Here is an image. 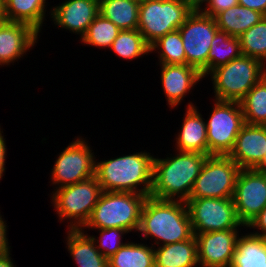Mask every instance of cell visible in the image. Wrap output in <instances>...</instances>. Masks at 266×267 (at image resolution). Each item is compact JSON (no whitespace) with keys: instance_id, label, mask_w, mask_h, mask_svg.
I'll return each instance as SVG.
<instances>
[{"instance_id":"1","label":"cell","mask_w":266,"mask_h":267,"mask_svg":"<svg viewBox=\"0 0 266 267\" xmlns=\"http://www.w3.org/2000/svg\"><path fill=\"white\" fill-rule=\"evenodd\" d=\"M137 233L140 240H153L154 248L190 239L194 234L186 202L148 196Z\"/></svg>"},{"instance_id":"2","label":"cell","mask_w":266,"mask_h":267,"mask_svg":"<svg viewBox=\"0 0 266 267\" xmlns=\"http://www.w3.org/2000/svg\"><path fill=\"white\" fill-rule=\"evenodd\" d=\"M167 154L164 158L154 155L150 196L186 202L208 155L176 150Z\"/></svg>"},{"instance_id":"3","label":"cell","mask_w":266,"mask_h":267,"mask_svg":"<svg viewBox=\"0 0 266 267\" xmlns=\"http://www.w3.org/2000/svg\"><path fill=\"white\" fill-rule=\"evenodd\" d=\"M154 155L146 150L102 161L96 159L95 176L106 192H132L150 196Z\"/></svg>"},{"instance_id":"4","label":"cell","mask_w":266,"mask_h":267,"mask_svg":"<svg viewBox=\"0 0 266 267\" xmlns=\"http://www.w3.org/2000/svg\"><path fill=\"white\" fill-rule=\"evenodd\" d=\"M147 197L132 192L102 191L88 221L81 230L87 233V228H122L129 233H137Z\"/></svg>"},{"instance_id":"5","label":"cell","mask_w":266,"mask_h":267,"mask_svg":"<svg viewBox=\"0 0 266 267\" xmlns=\"http://www.w3.org/2000/svg\"><path fill=\"white\" fill-rule=\"evenodd\" d=\"M264 75L266 66L260 60L241 55L212 70L206 78L212 81L214 100L240 102Z\"/></svg>"},{"instance_id":"6","label":"cell","mask_w":266,"mask_h":267,"mask_svg":"<svg viewBox=\"0 0 266 267\" xmlns=\"http://www.w3.org/2000/svg\"><path fill=\"white\" fill-rule=\"evenodd\" d=\"M101 193V185L94 175L84 181L55 189L50 193V202L60 223L67 220V229H81L88 221Z\"/></svg>"},{"instance_id":"7","label":"cell","mask_w":266,"mask_h":267,"mask_svg":"<svg viewBox=\"0 0 266 267\" xmlns=\"http://www.w3.org/2000/svg\"><path fill=\"white\" fill-rule=\"evenodd\" d=\"M192 12L183 0H140L137 29L151 46L160 37L178 30Z\"/></svg>"},{"instance_id":"8","label":"cell","mask_w":266,"mask_h":267,"mask_svg":"<svg viewBox=\"0 0 266 267\" xmlns=\"http://www.w3.org/2000/svg\"><path fill=\"white\" fill-rule=\"evenodd\" d=\"M57 155L51 169L50 186L58 189L95 175L96 156L88 140L76 137Z\"/></svg>"},{"instance_id":"9","label":"cell","mask_w":266,"mask_h":267,"mask_svg":"<svg viewBox=\"0 0 266 267\" xmlns=\"http://www.w3.org/2000/svg\"><path fill=\"white\" fill-rule=\"evenodd\" d=\"M213 107L206 120L208 156L228 155L236 137L245 124L240 102L213 99Z\"/></svg>"},{"instance_id":"10","label":"cell","mask_w":266,"mask_h":267,"mask_svg":"<svg viewBox=\"0 0 266 267\" xmlns=\"http://www.w3.org/2000/svg\"><path fill=\"white\" fill-rule=\"evenodd\" d=\"M240 168L228 155H210L196 178L190 198H232Z\"/></svg>"},{"instance_id":"11","label":"cell","mask_w":266,"mask_h":267,"mask_svg":"<svg viewBox=\"0 0 266 267\" xmlns=\"http://www.w3.org/2000/svg\"><path fill=\"white\" fill-rule=\"evenodd\" d=\"M193 234L245 229L239 221L232 198H189L186 201Z\"/></svg>"},{"instance_id":"12","label":"cell","mask_w":266,"mask_h":267,"mask_svg":"<svg viewBox=\"0 0 266 267\" xmlns=\"http://www.w3.org/2000/svg\"><path fill=\"white\" fill-rule=\"evenodd\" d=\"M186 53V64L196 68L205 79L211 42L219 31L215 18L193 11L178 28Z\"/></svg>"},{"instance_id":"13","label":"cell","mask_w":266,"mask_h":267,"mask_svg":"<svg viewBox=\"0 0 266 267\" xmlns=\"http://www.w3.org/2000/svg\"><path fill=\"white\" fill-rule=\"evenodd\" d=\"M232 199L237 217L246 227L266 207V173L240 169Z\"/></svg>"},{"instance_id":"14","label":"cell","mask_w":266,"mask_h":267,"mask_svg":"<svg viewBox=\"0 0 266 267\" xmlns=\"http://www.w3.org/2000/svg\"><path fill=\"white\" fill-rule=\"evenodd\" d=\"M241 230H219L194 235L197 241L199 266L230 267Z\"/></svg>"},{"instance_id":"15","label":"cell","mask_w":266,"mask_h":267,"mask_svg":"<svg viewBox=\"0 0 266 267\" xmlns=\"http://www.w3.org/2000/svg\"><path fill=\"white\" fill-rule=\"evenodd\" d=\"M39 36V37H38ZM40 34L31 26L11 21H0V66H11L27 56L37 46Z\"/></svg>"},{"instance_id":"16","label":"cell","mask_w":266,"mask_h":267,"mask_svg":"<svg viewBox=\"0 0 266 267\" xmlns=\"http://www.w3.org/2000/svg\"><path fill=\"white\" fill-rule=\"evenodd\" d=\"M99 11V0H64L52 7L49 19L54 27L79 35L81 40Z\"/></svg>"},{"instance_id":"17","label":"cell","mask_w":266,"mask_h":267,"mask_svg":"<svg viewBox=\"0 0 266 267\" xmlns=\"http://www.w3.org/2000/svg\"><path fill=\"white\" fill-rule=\"evenodd\" d=\"M161 68L160 82L169 108L176 109L191 94L196 85L205 80L202 74L187 64H156Z\"/></svg>"},{"instance_id":"18","label":"cell","mask_w":266,"mask_h":267,"mask_svg":"<svg viewBox=\"0 0 266 267\" xmlns=\"http://www.w3.org/2000/svg\"><path fill=\"white\" fill-rule=\"evenodd\" d=\"M266 153V125L244 124L228 156L240 169H254Z\"/></svg>"},{"instance_id":"19","label":"cell","mask_w":266,"mask_h":267,"mask_svg":"<svg viewBox=\"0 0 266 267\" xmlns=\"http://www.w3.org/2000/svg\"><path fill=\"white\" fill-rule=\"evenodd\" d=\"M185 108L182 125L174 134V150L208 155L206 120L193 102H188Z\"/></svg>"},{"instance_id":"20","label":"cell","mask_w":266,"mask_h":267,"mask_svg":"<svg viewBox=\"0 0 266 267\" xmlns=\"http://www.w3.org/2000/svg\"><path fill=\"white\" fill-rule=\"evenodd\" d=\"M1 5L3 20L27 24L39 34L52 12L48 0H1Z\"/></svg>"},{"instance_id":"21","label":"cell","mask_w":266,"mask_h":267,"mask_svg":"<svg viewBox=\"0 0 266 267\" xmlns=\"http://www.w3.org/2000/svg\"><path fill=\"white\" fill-rule=\"evenodd\" d=\"M65 234V248L78 267H109L108 258L98 251L90 233L81 229H67Z\"/></svg>"},{"instance_id":"22","label":"cell","mask_w":266,"mask_h":267,"mask_svg":"<svg viewBox=\"0 0 266 267\" xmlns=\"http://www.w3.org/2000/svg\"><path fill=\"white\" fill-rule=\"evenodd\" d=\"M154 267H200L195 236L185 241L155 247Z\"/></svg>"},{"instance_id":"23","label":"cell","mask_w":266,"mask_h":267,"mask_svg":"<svg viewBox=\"0 0 266 267\" xmlns=\"http://www.w3.org/2000/svg\"><path fill=\"white\" fill-rule=\"evenodd\" d=\"M230 267H266V237L241 233Z\"/></svg>"},{"instance_id":"24","label":"cell","mask_w":266,"mask_h":267,"mask_svg":"<svg viewBox=\"0 0 266 267\" xmlns=\"http://www.w3.org/2000/svg\"><path fill=\"white\" fill-rule=\"evenodd\" d=\"M263 17L264 15L256 10L237 4L220 12L214 18L219 31L226 32L230 36L239 37Z\"/></svg>"},{"instance_id":"25","label":"cell","mask_w":266,"mask_h":267,"mask_svg":"<svg viewBox=\"0 0 266 267\" xmlns=\"http://www.w3.org/2000/svg\"><path fill=\"white\" fill-rule=\"evenodd\" d=\"M140 0H99V13L120 30L138 27Z\"/></svg>"},{"instance_id":"26","label":"cell","mask_w":266,"mask_h":267,"mask_svg":"<svg viewBox=\"0 0 266 267\" xmlns=\"http://www.w3.org/2000/svg\"><path fill=\"white\" fill-rule=\"evenodd\" d=\"M135 242L128 241L108 258L109 267H154V247Z\"/></svg>"},{"instance_id":"27","label":"cell","mask_w":266,"mask_h":267,"mask_svg":"<svg viewBox=\"0 0 266 267\" xmlns=\"http://www.w3.org/2000/svg\"><path fill=\"white\" fill-rule=\"evenodd\" d=\"M242 55L238 37L218 31L211 42L207 56V75L219 66L225 65Z\"/></svg>"},{"instance_id":"28","label":"cell","mask_w":266,"mask_h":267,"mask_svg":"<svg viewBox=\"0 0 266 267\" xmlns=\"http://www.w3.org/2000/svg\"><path fill=\"white\" fill-rule=\"evenodd\" d=\"M244 122L250 125H266V75L240 101Z\"/></svg>"},{"instance_id":"29","label":"cell","mask_w":266,"mask_h":267,"mask_svg":"<svg viewBox=\"0 0 266 267\" xmlns=\"http://www.w3.org/2000/svg\"><path fill=\"white\" fill-rule=\"evenodd\" d=\"M109 50L130 62L150 55V46L138 29L121 30Z\"/></svg>"},{"instance_id":"30","label":"cell","mask_w":266,"mask_h":267,"mask_svg":"<svg viewBox=\"0 0 266 267\" xmlns=\"http://www.w3.org/2000/svg\"><path fill=\"white\" fill-rule=\"evenodd\" d=\"M151 53L158 54V64H186V53L179 30L160 37L150 46Z\"/></svg>"},{"instance_id":"31","label":"cell","mask_w":266,"mask_h":267,"mask_svg":"<svg viewBox=\"0 0 266 267\" xmlns=\"http://www.w3.org/2000/svg\"><path fill=\"white\" fill-rule=\"evenodd\" d=\"M121 30L110 20L99 14L81 38L82 45L109 50Z\"/></svg>"},{"instance_id":"32","label":"cell","mask_w":266,"mask_h":267,"mask_svg":"<svg viewBox=\"0 0 266 267\" xmlns=\"http://www.w3.org/2000/svg\"><path fill=\"white\" fill-rule=\"evenodd\" d=\"M238 39L242 55L258 59L266 66V16Z\"/></svg>"},{"instance_id":"33","label":"cell","mask_w":266,"mask_h":267,"mask_svg":"<svg viewBox=\"0 0 266 267\" xmlns=\"http://www.w3.org/2000/svg\"><path fill=\"white\" fill-rule=\"evenodd\" d=\"M90 230L97 231V234L99 233V237L96 235L90 236L94 240L98 251L106 258H110L128 242H124L123 237L129 232L122 228L88 229V231Z\"/></svg>"},{"instance_id":"34","label":"cell","mask_w":266,"mask_h":267,"mask_svg":"<svg viewBox=\"0 0 266 267\" xmlns=\"http://www.w3.org/2000/svg\"><path fill=\"white\" fill-rule=\"evenodd\" d=\"M237 4H239V0H211L201 12L214 18L220 12L225 11Z\"/></svg>"},{"instance_id":"35","label":"cell","mask_w":266,"mask_h":267,"mask_svg":"<svg viewBox=\"0 0 266 267\" xmlns=\"http://www.w3.org/2000/svg\"><path fill=\"white\" fill-rule=\"evenodd\" d=\"M245 231L253 229L254 235L266 237V207L245 227ZM256 229V230H255Z\"/></svg>"},{"instance_id":"36","label":"cell","mask_w":266,"mask_h":267,"mask_svg":"<svg viewBox=\"0 0 266 267\" xmlns=\"http://www.w3.org/2000/svg\"><path fill=\"white\" fill-rule=\"evenodd\" d=\"M3 215L0 212V256L6 255L9 252H12L9 240H8V224L7 221L4 219Z\"/></svg>"},{"instance_id":"37","label":"cell","mask_w":266,"mask_h":267,"mask_svg":"<svg viewBox=\"0 0 266 267\" xmlns=\"http://www.w3.org/2000/svg\"><path fill=\"white\" fill-rule=\"evenodd\" d=\"M0 124V180L3 179V175L5 173V163L7 158V145H6V138H4L3 128L1 129ZM3 133V134H2Z\"/></svg>"},{"instance_id":"38","label":"cell","mask_w":266,"mask_h":267,"mask_svg":"<svg viewBox=\"0 0 266 267\" xmlns=\"http://www.w3.org/2000/svg\"><path fill=\"white\" fill-rule=\"evenodd\" d=\"M239 4L266 16V0H239Z\"/></svg>"},{"instance_id":"39","label":"cell","mask_w":266,"mask_h":267,"mask_svg":"<svg viewBox=\"0 0 266 267\" xmlns=\"http://www.w3.org/2000/svg\"><path fill=\"white\" fill-rule=\"evenodd\" d=\"M192 11H202L211 0H183Z\"/></svg>"},{"instance_id":"40","label":"cell","mask_w":266,"mask_h":267,"mask_svg":"<svg viewBox=\"0 0 266 267\" xmlns=\"http://www.w3.org/2000/svg\"><path fill=\"white\" fill-rule=\"evenodd\" d=\"M11 255V252H9L6 255L0 256V267H16V264H14L15 261H13Z\"/></svg>"},{"instance_id":"41","label":"cell","mask_w":266,"mask_h":267,"mask_svg":"<svg viewBox=\"0 0 266 267\" xmlns=\"http://www.w3.org/2000/svg\"><path fill=\"white\" fill-rule=\"evenodd\" d=\"M254 170L261 172V173H266V153L262 161L254 168Z\"/></svg>"},{"instance_id":"42","label":"cell","mask_w":266,"mask_h":267,"mask_svg":"<svg viewBox=\"0 0 266 267\" xmlns=\"http://www.w3.org/2000/svg\"><path fill=\"white\" fill-rule=\"evenodd\" d=\"M2 20V5H1V0H0V21Z\"/></svg>"}]
</instances>
